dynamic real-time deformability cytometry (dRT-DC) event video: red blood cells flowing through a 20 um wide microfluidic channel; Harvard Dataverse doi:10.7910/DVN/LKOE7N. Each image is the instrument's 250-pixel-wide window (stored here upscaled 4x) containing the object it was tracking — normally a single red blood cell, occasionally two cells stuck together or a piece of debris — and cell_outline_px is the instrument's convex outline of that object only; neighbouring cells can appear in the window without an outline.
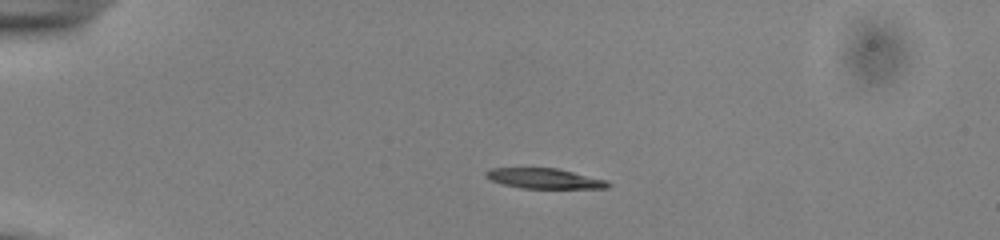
{"species": "common noctule bat (a hibernating species)", "species_latin": "Nyctalus noctula", "temperature_condition": "cold", "stored_images_in_passage": 41, "camera_frame_rate_fps": 3000, "um_per_image_px": 0.085, "animal": {"sex": "male", "body_mass_g": 13.0, "forearm_length_mm": 53.1}, "frame": {"image": 1, "passage_image": 1, "time_ms": 0.0, "image_size_px": [1000, 240], "cell_outline_px": [[612, 184], [608, 188], [524, 188], [504, 184], [492, 180], [484, 176], [484, 172], [492, 168], [556, 168], [608, 180]], "centroid_in_image_um": [46.31, 15.17], "position_along_channel_um": 38.7, "area_um2": 14.28}}
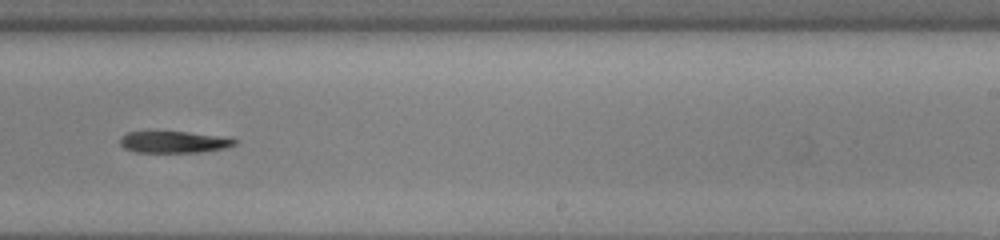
{"frame": {"image": 2, "passage_image": 23, "time_ms": 7.333, "image_size_px": [1000, 240], "cell_outline_px": [[236, 144], [224, 148], [200, 152], [136, 152], [124, 148], [120, 144], [120, 136], [128, 132], [188, 132], [232, 136], [236, 140]], "centroid_in_image_um": [14.84, 12.06], "position_along_channel_um": 274.2, "area_um2": 14.62}}
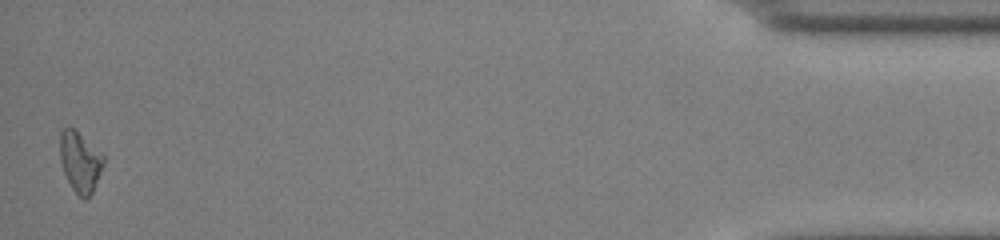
{"frame": {"image": 3, "passage_image": 41, "time_ms": 13.333, "image_size_px": [1000, 240], "cell_outline_px": [[104, 164], [92, 192], [84, 200], [72, 188], [64, 172], [60, 160], [60, 132], [64, 128], [76, 128], [104, 152]], "centroid_in_image_um": [6.84, 13.68], "position_along_channel_um": 428.4, "area_um2": 15.61}}